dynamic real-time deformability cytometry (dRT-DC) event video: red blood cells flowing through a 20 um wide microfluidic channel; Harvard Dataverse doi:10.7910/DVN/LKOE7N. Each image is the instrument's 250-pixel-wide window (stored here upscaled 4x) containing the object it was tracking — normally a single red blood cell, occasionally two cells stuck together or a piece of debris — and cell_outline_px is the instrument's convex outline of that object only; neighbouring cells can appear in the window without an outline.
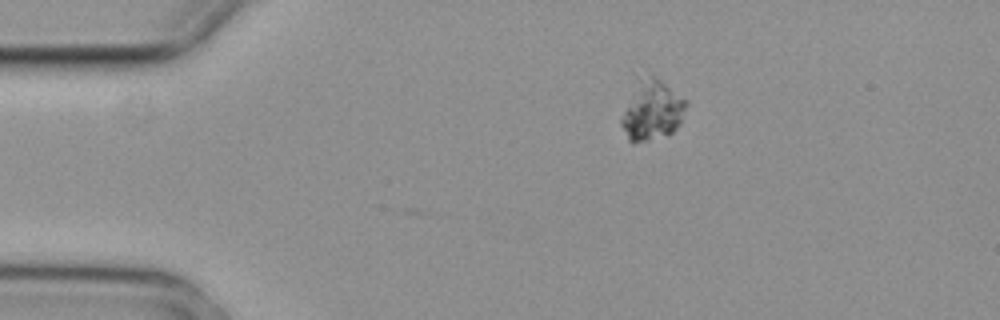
{"species": "common noctule bat (a hibernating species)", "species_latin": "Nyctalus noctula", "temperature_condition": "cold", "stored_images_in_passage": 2, "camera_frame_rate_fps": 3000, "um_per_image_px": 0.085, "animal": {"sex": "female", "body_mass_g": 29.2, "forearm_length_mm": 56.3}, "frame": {"image": 1, "passage_image": 1, "time_ms": 0.0, "image_size_px": [1000, 320], "cell_outline_px": [[688, 104], [680, 124], [672, 132], [648, 140], [632, 144], [628, 140], [620, 124], [620, 120], [636, 76], [648, 72], [660, 80], [688, 100]], "centroid_in_image_um": [55.39, 9.32], "position_along_channel_um": 29.6, "area_um2": 23.18}}